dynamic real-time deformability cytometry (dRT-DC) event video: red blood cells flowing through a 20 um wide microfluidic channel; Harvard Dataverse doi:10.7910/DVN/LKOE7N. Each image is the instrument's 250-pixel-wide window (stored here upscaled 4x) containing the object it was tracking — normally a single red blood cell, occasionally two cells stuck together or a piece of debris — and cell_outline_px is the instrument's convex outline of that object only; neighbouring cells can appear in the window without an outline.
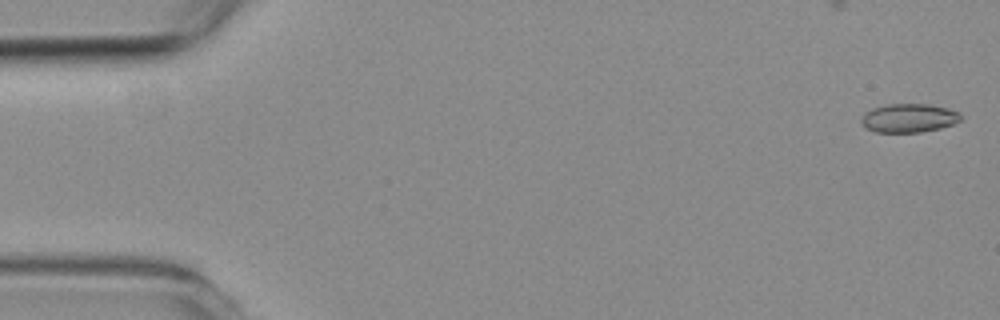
{"species": "common noctule bat (a hibernating species)", "species_latin": "Nyctalus noctula", "temperature_condition": "room temperature", "stored_images_in_passage": 4, "camera_frame_rate_fps": 3000, "um_per_image_px": 0.085, "animal": {"sex": "female", "body_mass_g": 19.3, "forearm_length_mm": 54.1}, "frame": {"image": 1, "passage_image": 1, "time_ms": 0.0, "image_size_px": [1000, 320], "cell_outline_px": [[960, 120], [952, 124], [940, 128], [920, 132], [876, 132], [864, 128], [860, 124], [860, 120], [864, 112], [872, 108], [888, 104], [928, 104], [948, 108], [960, 112]], "centroid_in_image_um": [77.2, 10.03], "position_along_channel_um": 7.8, "area_um2": 16.76}}